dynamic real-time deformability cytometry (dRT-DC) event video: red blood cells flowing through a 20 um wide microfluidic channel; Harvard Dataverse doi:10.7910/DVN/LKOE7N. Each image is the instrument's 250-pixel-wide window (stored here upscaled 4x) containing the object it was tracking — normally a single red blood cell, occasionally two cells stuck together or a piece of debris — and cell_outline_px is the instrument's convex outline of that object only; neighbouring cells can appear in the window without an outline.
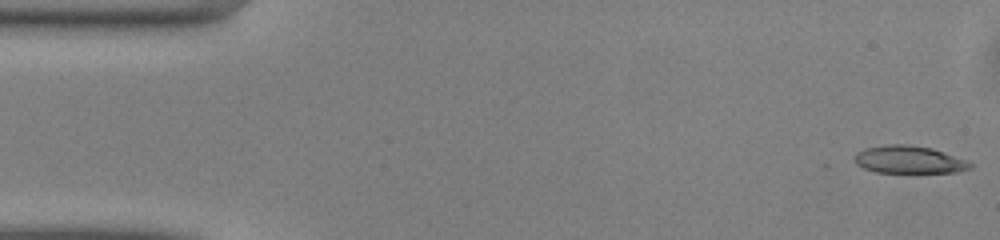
{"species": "common noctule bat (a hibernating species)", "species_latin": "Nyctalus noctula", "temperature_condition": "warm", "stored_images_in_passage": 49, "camera_frame_rate_fps": 3000, "um_per_image_px": 0.085, "animal": {"sex": "male", "body_mass_g": 13.0, "forearm_length_mm": 53.1}, "frame": {"image": 1, "passage_image": 1, "time_ms": 0.0, "image_size_px": [1000, 240], "cell_outline_px": [[972, 168], [960, 172], [876, 172], [864, 168], [856, 164], [852, 160], [856, 152], [864, 148], [888, 144], [904, 144], [932, 148], [964, 160], [972, 164]], "centroid_in_image_um": [77.21, 13.57], "position_along_channel_um": 7.8, "area_um2": 18.5}}
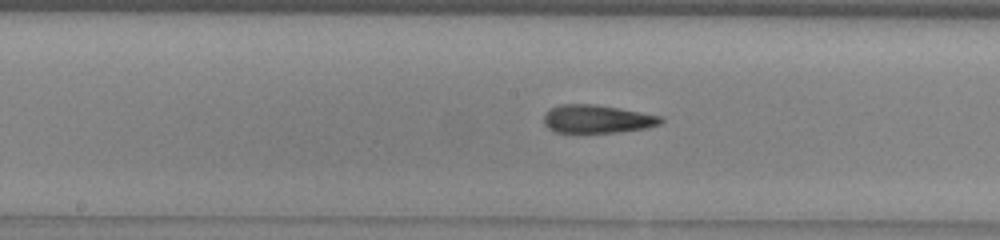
{"frame": {"image": 2, "passage_image": 24, "time_ms": 7.667, "image_size_px": [1000, 240], "cell_outline_px": [[664, 120], [660, 124], [648, 128], [616, 132], [556, 132], [548, 128], [544, 124], [544, 112], [548, 108], [560, 104], [596, 104], [620, 108], [664, 116]], "centroid_in_image_um": [50.76, 10.1], "position_along_channel_um": 197.4, "area_um2": 19.48}}
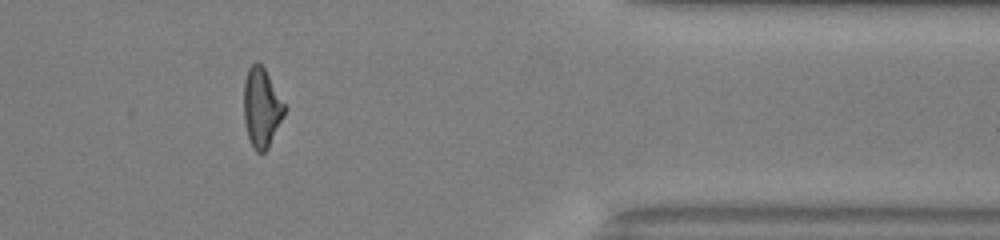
{"frame": {"image": 3, "passage_image": 40, "time_ms": 13.0, "image_size_px": [1000, 240], "cell_outline_px": [[284, 116], [268, 148], [264, 152], [256, 152], [252, 148], [244, 124], [244, 80], [248, 68], [256, 60], [264, 68], [284, 104]], "centroid_in_image_um": [22.2, 9.17], "position_along_channel_um": 389.2, "area_um2": 18.61}, "authors_computed_cell_mechanics": {"area_um2": 19.363, "velocity_mm_per_s": 4.1204, "shape_relaxation_time_tau1_ms": 7.5431, "shape_relaxation_time_tau2_ms": 3.2146, "deformation_change_tau1": 0.2322, "deformation_change_tau2": 0.1518}}